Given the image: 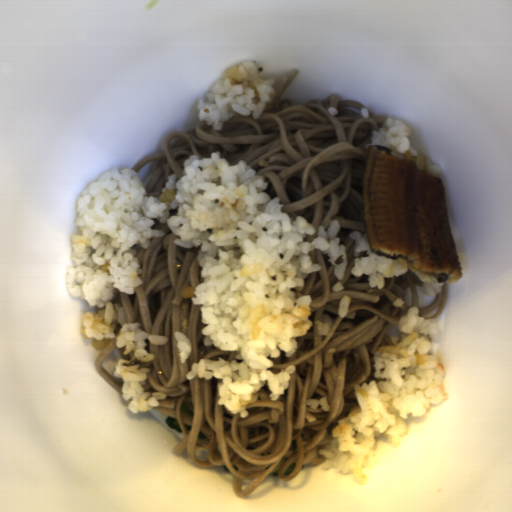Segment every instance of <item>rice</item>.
<instances>
[{"label": "rice", "mask_w": 512, "mask_h": 512, "mask_svg": "<svg viewBox=\"0 0 512 512\" xmlns=\"http://www.w3.org/2000/svg\"><path fill=\"white\" fill-rule=\"evenodd\" d=\"M349 236L355 240L353 252L355 257H358L361 251H367L366 253L368 254V257H362L360 260L354 258L355 265L351 272L355 277H361L362 274L367 275L370 289L377 287V289L383 290L386 286L385 278H398L400 275L406 274L408 270H411L420 281H423L422 289L425 295L434 298L436 294L442 292V286H445V282H439L436 273L423 272L415 267H411L401 259H391L375 254L367 232L360 233L354 230L349 233Z\"/></svg>", "instance_id": "4"}, {"label": "rice", "mask_w": 512, "mask_h": 512, "mask_svg": "<svg viewBox=\"0 0 512 512\" xmlns=\"http://www.w3.org/2000/svg\"><path fill=\"white\" fill-rule=\"evenodd\" d=\"M223 78L213 82L210 92L205 97L209 101L198 100V118L205 120V125L219 131L224 123L236 113L251 115L258 120L267 104H273L275 98L276 78L260 79L261 69L252 60L243 61L223 70Z\"/></svg>", "instance_id": "3"}, {"label": "rice", "mask_w": 512, "mask_h": 512, "mask_svg": "<svg viewBox=\"0 0 512 512\" xmlns=\"http://www.w3.org/2000/svg\"><path fill=\"white\" fill-rule=\"evenodd\" d=\"M173 335L177 344L181 364H187L193 350L192 342L182 331H175Z\"/></svg>", "instance_id": "6"}, {"label": "rice", "mask_w": 512, "mask_h": 512, "mask_svg": "<svg viewBox=\"0 0 512 512\" xmlns=\"http://www.w3.org/2000/svg\"><path fill=\"white\" fill-rule=\"evenodd\" d=\"M184 176L167 177L159 198L147 196L139 174L129 168H111L82 188L76 202L74 226L70 234L73 266L64 274L67 294L86 301L96 312L80 314V334L93 339L101 350L115 338L117 348H125L130 360H117L113 377L122 379L121 395L132 413L158 408L167 393L144 391L150 368L123 366L138 359L154 361L156 354L145 350L147 342L166 345L168 337L148 334L139 322H128L123 305L110 302L114 290L135 294L142 285L137 251L150 246L151 238L164 237L155 224H166L175 245L201 248L196 257L202 268V283L191 301L202 305L201 329L204 346L227 352L239 351L231 361L200 358L191 365L186 380L196 377L217 383L219 400L232 414L248 416L247 404L258 400V391L268 382L270 401L289 389L296 365H287L278 374L267 370L273 360L295 354L299 342L314 324L309 320L313 298L303 295L305 279L320 271L309 253L314 249L328 255L337 280L345 278L348 265L346 246L340 243L342 226L332 220L327 230L316 228L303 216L291 220L281 212L280 197L271 199L268 181L240 159L236 165L221 158L189 156L183 163Z\"/></svg>", "instance_id": "1"}, {"label": "rice", "mask_w": 512, "mask_h": 512, "mask_svg": "<svg viewBox=\"0 0 512 512\" xmlns=\"http://www.w3.org/2000/svg\"><path fill=\"white\" fill-rule=\"evenodd\" d=\"M397 329L400 342L382 345L372 357L374 378L386 381L355 383L358 406L338 420L331 433L334 439L317 450L325 457L321 470L336 468L344 476L351 472L358 486L367 482L363 469L380 462L374 450L376 438L383 435L395 449L409 434L407 414L420 418L431 404L450 400L443 386L446 371L437 343L440 327L436 319H425L413 306L401 316Z\"/></svg>", "instance_id": "2"}, {"label": "rice", "mask_w": 512, "mask_h": 512, "mask_svg": "<svg viewBox=\"0 0 512 512\" xmlns=\"http://www.w3.org/2000/svg\"><path fill=\"white\" fill-rule=\"evenodd\" d=\"M350 306H351L350 297H348L347 295L343 296L339 301L338 310H337V314L340 319H344L347 316V314L350 310Z\"/></svg>", "instance_id": "7"}, {"label": "rice", "mask_w": 512, "mask_h": 512, "mask_svg": "<svg viewBox=\"0 0 512 512\" xmlns=\"http://www.w3.org/2000/svg\"><path fill=\"white\" fill-rule=\"evenodd\" d=\"M385 128L373 130L370 136V143L364 145L369 147H383L391 151L400 160L414 161L415 167L420 172L439 178L444 169L442 165L434 163L426 152L417 150L412 146L408 137H411V128L401 119L387 118Z\"/></svg>", "instance_id": "5"}]
</instances>
